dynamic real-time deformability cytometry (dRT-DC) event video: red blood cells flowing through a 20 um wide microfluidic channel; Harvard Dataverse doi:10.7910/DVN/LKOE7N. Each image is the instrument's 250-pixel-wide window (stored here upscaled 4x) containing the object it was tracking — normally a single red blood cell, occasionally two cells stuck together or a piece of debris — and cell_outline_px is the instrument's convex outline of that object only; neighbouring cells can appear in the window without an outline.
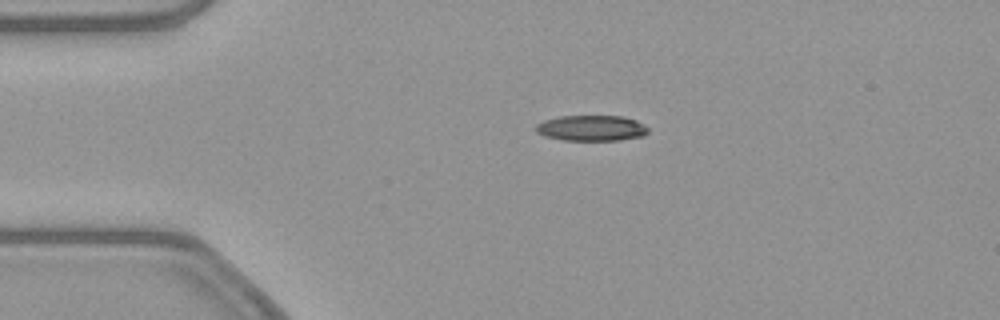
{"species": "common noctule bat (a hibernating species)", "species_latin": "Nyctalus noctula", "temperature_condition": "warm", "stored_images_in_passage": 43, "camera_frame_rate_fps": 3000, "um_per_image_px": 0.085, "animal": {"sex": "female", "body_mass_g": 21.9}, "frame": {"image": 1, "passage_image": 1, "time_ms": 0.0, "image_size_px": [1000, 320], "cell_outline_px": [[648, 132], [644, 136], [620, 140], [564, 140], [544, 136], [536, 132], [536, 124], [544, 120], [560, 116], [620, 116], [636, 120], [644, 124], [648, 128]], "centroid_in_image_um": [50.28, 10.89], "position_along_channel_um": 34.7, "area_um2": 16.82}}
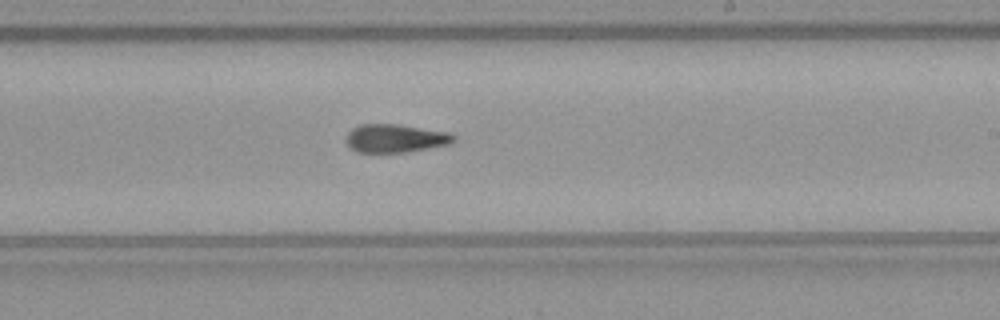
{"frame": {"image": 2, "passage_image": 21, "time_ms": 6.667, "image_size_px": [1000, 320], "cell_outline_px": [[456, 140], [452, 144], [404, 152], [356, 152], [344, 140], [348, 132], [352, 128], [360, 124], [400, 124], [452, 132], [456, 136]], "centroid_in_image_um": [33.65, 11.74], "position_along_channel_um": 255.3, "area_um2": 18.03}}
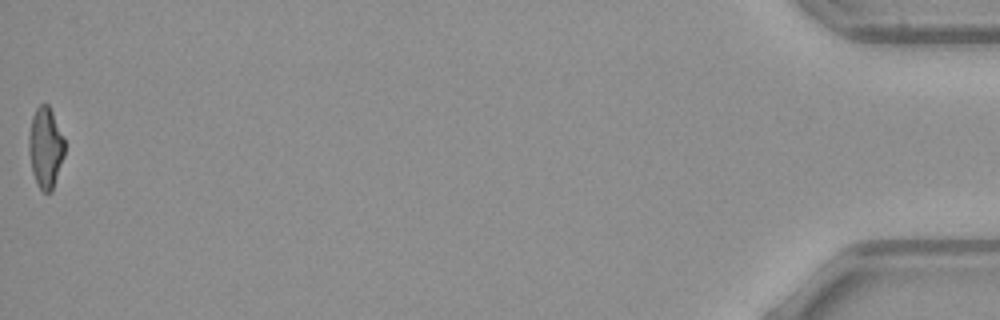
{"frame": {"image": 3, "passage_image": 43, "time_ms": 14.0, "image_size_px": [1000, 320], "cell_outline_px": [[64, 156], [52, 192], [44, 192], [36, 184], [32, 172], [28, 152], [28, 136], [32, 116], [36, 108], [40, 104], [48, 104], [52, 112], [64, 140]], "centroid_in_image_um": [3.84, 12.57], "position_along_channel_um": 431.4, "area_um2": 16.88}, "authors_computed_cell_mechanics": {"area_um2": 18.0914, "velocity_mm_per_s": 3.8704, "shape_relaxation_time_tau1_ms": null, "shape_relaxation_time_tau2_ms": 6.1625, "deformation_change_tau1": null, "deformation_change_tau2": 0.1431}}